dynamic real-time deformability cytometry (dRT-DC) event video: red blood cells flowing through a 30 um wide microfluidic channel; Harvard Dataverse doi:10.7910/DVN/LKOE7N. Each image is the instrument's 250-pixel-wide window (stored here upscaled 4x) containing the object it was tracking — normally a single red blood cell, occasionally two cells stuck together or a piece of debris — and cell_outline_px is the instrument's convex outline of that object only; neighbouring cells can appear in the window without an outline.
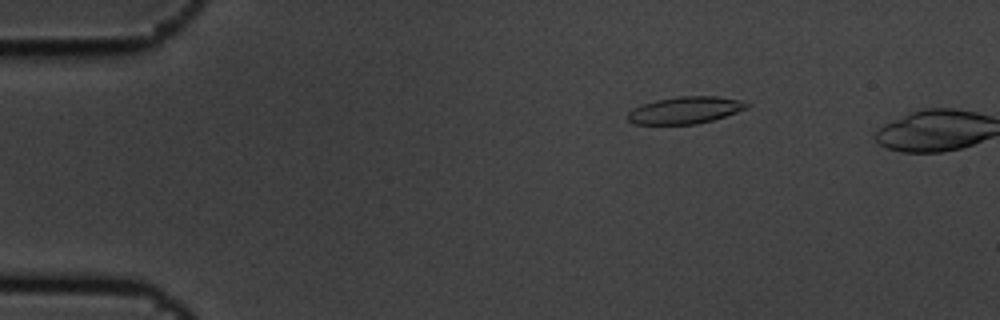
{"species": "common noctule bat (a hibernating species)", "species_latin": "Nyctalus noctula", "temperature_condition": "cold", "stored_images_in_passage": 2, "camera_frame_rate_fps": 3000, "um_per_image_px": 0.085, "animal": {"sex": "male", "body_mass_g": 19.5, "forearm_length_mm": 54.6}, "frame": {"image": 1, "passage_image": 1, "time_ms": 0.0, "image_size_px": [1000, 320], "cell_outline_px": [[748, 108], [712, 120], [696, 124], [636, 124], [628, 120], [628, 112], [632, 108], [656, 100], [676, 96], [716, 96], [740, 100], [748, 104]], "centroid_in_image_um": [58.22, 9.36], "position_along_channel_um": 26.8, "area_um2": 18.55}}